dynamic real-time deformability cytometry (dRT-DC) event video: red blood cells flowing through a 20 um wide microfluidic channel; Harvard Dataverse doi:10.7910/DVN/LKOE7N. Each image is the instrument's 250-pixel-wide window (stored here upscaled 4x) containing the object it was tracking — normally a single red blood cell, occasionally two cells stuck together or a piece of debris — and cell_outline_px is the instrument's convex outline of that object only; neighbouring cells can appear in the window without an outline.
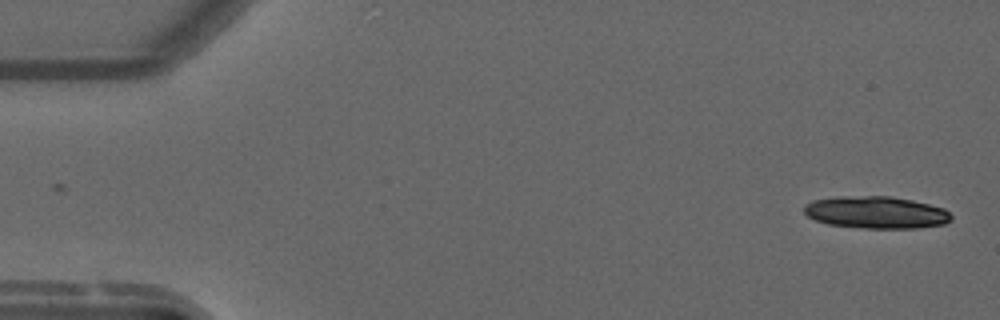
{"species": "common noctule bat (a hibernating species)", "species_latin": "Nyctalus noctula", "temperature_condition": "warm", "stored_images_in_passage": 53, "camera_frame_rate_fps": 3000, "um_per_image_px": 0.085, "animal": {"sex": "male", "forearm_length_mm": 52.5}, "frame": {"image": 1, "passage_image": 1, "time_ms": 0.0, "image_size_px": [1000, 320], "cell_outline_px": [[952, 220], [944, 224], [920, 228], [864, 228], [828, 224], [816, 220], [808, 216], [804, 212], [804, 204], [812, 200], [836, 196], [888, 196], [912, 200], [944, 208], [952, 216]], "centroid_in_image_um": [74.46, 18.05], "position_along_channel_um": 10.5, "area_um2": 27.69}}
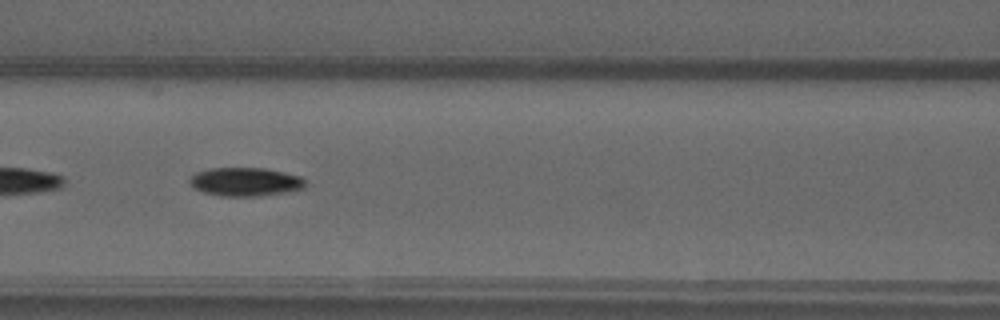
{"frame": {"image": 2, "passage_image": 23, "time_ms": 7.333, "image_size_px": [1000, 320], "cell_outline_px": [[308, 180], [304, 188], [284, 192], [252, 196], [220, 196], [204, 192], [196, 188], [188, 180], [196, 172], [208, 168], [264, 168], [284, 172], [300, 176]], "centroid_in_image_um": [20.88, 15.44], "position_along_channel_um": 145.7, "area_um2": 19.13}}
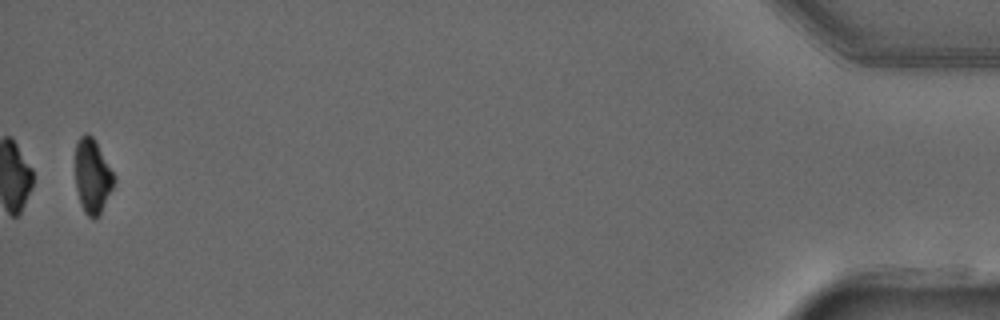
{"frame": {"image": 3, "passage_image": 53, "time_ms": 17.333, "image_size_px": [1000, 320], "cell_outline_px": [[116, 180], [96, 220], [92, 220], [84, 212], [80, 204], [76, 188], [76, 144], [80, 136], [84, 132], [88, 132], [96, 140], [116, 176]], "centroid_in_image_um": [7.86, 14.94], "position_along_channel_um": 427.3, "area_um2": 16.99}, "authors_computed_cell_mechanics": {"area_um2": 19.4208, "velocity_mm_per_s": 3.7583, "shape_relaxation_time_tau1_ms": 2.6223, "shape_relaxation_time_tau2_ms": null, "deformation_change_tau1": 0.1277, "deformation_change_tau2": null}}